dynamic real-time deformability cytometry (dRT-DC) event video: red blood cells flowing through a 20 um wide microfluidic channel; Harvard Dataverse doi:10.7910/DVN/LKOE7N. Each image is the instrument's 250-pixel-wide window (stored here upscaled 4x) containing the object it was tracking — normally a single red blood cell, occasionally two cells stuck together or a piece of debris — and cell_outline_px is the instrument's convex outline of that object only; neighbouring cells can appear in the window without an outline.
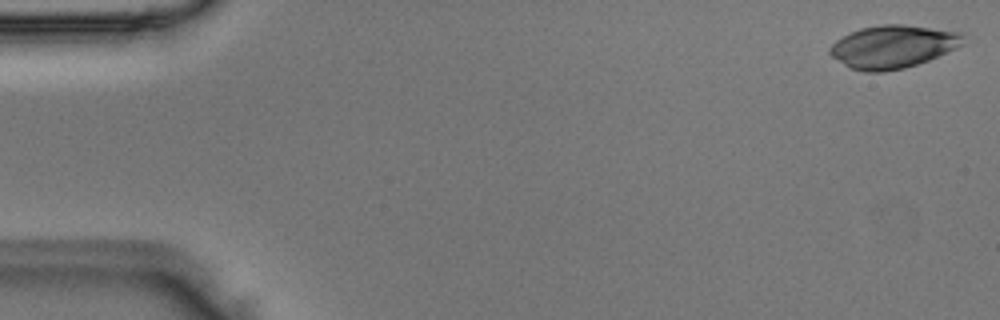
{"species": "Egyptian fruit bat (a non-hibernating species)", "species_latin": "Rousettus aegyptiacus", "temperature_condition": "room temperature", "stored_images_in_passage": 49, "camera_frame_rate_fps": 3000, "um_per_image_px": 0.085, "animal": {"sex": "male"}, "frame": {"image": 1, "passage_image": 1, "time_ms": 0.0, "image_size_px": [1000, 320], "cell_outline_px": [[964, 44], [956, 48], [928, 60], [904, 68], [884, 72], [864, 72], [852, 68], [844, 64], [832, 56], [828, 52], [828, 48], [836, 40], [860, 28], [880, 24], [900, 24], [960, 32]], "centroid_in_image_um": [75.87, 3.97], "position_along_channel_um": 9.1, "area_um2": 32.95}}